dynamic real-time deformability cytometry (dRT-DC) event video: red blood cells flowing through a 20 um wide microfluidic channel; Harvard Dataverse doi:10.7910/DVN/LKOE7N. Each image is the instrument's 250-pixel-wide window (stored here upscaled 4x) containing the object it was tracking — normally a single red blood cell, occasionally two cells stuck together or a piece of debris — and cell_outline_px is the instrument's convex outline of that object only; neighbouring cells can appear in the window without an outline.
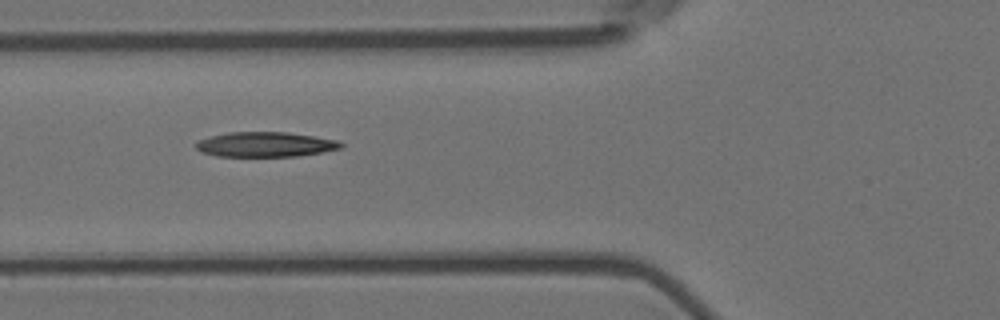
{"species": "Egyptian fruit bat (a non-hibernating species)", "species_latin": "Rousettus aegyptiacus", "temperature_condition": "room temperature", "stored_images_in_passage": 7, "camera_frame_rate_fps": 3000, "um_per_image_px": 0.085, "animal": {"sex": "female"}, "frame": {"image": 1, "passage_image": 6, "time_ms": 1.667, "image_size_px": [1000, 320], "cell_outline_px": [[344, 148], [296, 156], [216, 156], [200, 152], [196, 148], [196, 144], [200, 140], [212, 136], [228, 132], [288, 132], [340, 140], [344, 144]], "centroid_in_image_um": [22.6, 12.27], "position_along_channel_um": 103.2, "area_um2": 21.04}}
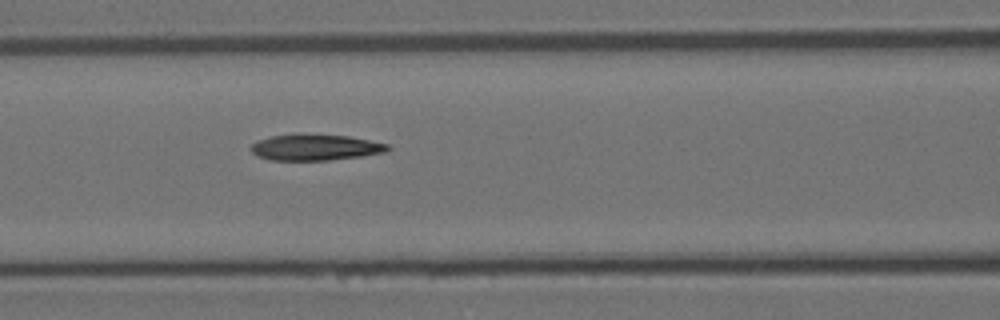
{"frame": {"image": 2, "passage_image": 7, "time_ms": 2.0, "image_size_px": [1000, 320], "cell_outline_px": [[392, 148], [388, 152], [360, 156], [328, 160], [268, 160], [256, 156], [252, 152], [252, 144], [256, 140], [272, 136], [292, 132], [348, 136], [388, 144]], "centroid_in_image_um": [26.77, 12.5], "position_along_channel_um": 139.8, "area_um2": 21.21}}